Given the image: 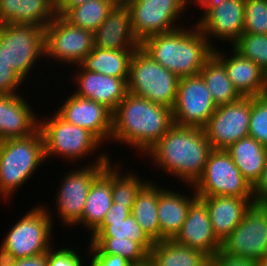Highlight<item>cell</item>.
Listing matches in <instances>:
<instances>
[{"mask_svg": "<svg viewBox=\"0 0 267 266\" xmlns=\"http://www.w3.org/2000/svg\"><path fill=\"white\" fill-rule=\"evenodd\" d=\"M211 150L203 128L174 124L144 155L190 187L201 177Z\"/></svg>", "mask_w": 267, "mask_h": 266, "instance_id": "obj_1", "label": "cell"}, {"mask_svg": "<svg viewBox=\"0 0 267 266\" xmlns=\"http://www.w3.org/2000/svg\"><path fill=\"white\" fill-rule=\"evenodd\" d=\"M174 125L172 109L126 94L112 113L111 142L146 153Z\"/></svg>", "mask_w": 267, "mask_h": 266, "instance_id": "obj_2", "label": "cell"}, {"mask_svg": "<svg viewBox=\"0 0 267 266\" xmlns=\"http://www.w3.org/2000/svg\"><path fill=\"white\" fill-rule=\"evenodd\" d=\"M182 27L150 36L140 44L156 62L179 78L199 74L214 50V44L208 42L196 23L193 29Z\"/></svg>", "mask_w": 267, "mask_h": 266, "instance_id": "obj_3", "label": "cell"}, {"mask_svg": "<svg viewBox=\"0 0 267 266\" xmlns=\"http://www.w3.org/2000/svg\"><path fill=\"white\" fill-rule=\"evenodd\" d=\"M44 161L40 130L28 137L0 141V189L11 198Z\"/></svg>", "mask_w": 267, "mask_h": 266, "instance_id": "obj_4", "label": "cell"}, {"mask_svg": "<svg viewBox=\"0 0 267 266\" xmlns=\"http://www.w3.org/2000/svg\"><path fill=\"white\" fill-rule=\"evenodd\" d=\"M179 79L139 47L130 60L127 90L132 95L172 109Z\"/></svg>", "mask_w": 267, "mask_h": 266, "instance_id": "obj_5", "label": "cell"}, {"mask_svg": "<svg viewBox=\"0 0 267 266\" xmlns=\"http://www.w3.org/2000/svg\"><path fill=\"white\" fill-rule=\"evenodd\" d=\"M39 130L44 141L45 160L62 156L67 161H78L94 154L102 143L87 129L70 124L56 112L52 118L39 120Z\"/></svg>", "mask_w": 267, "mask_h": 266, "instance_id": "obj_6", "label": "cell"}, {"mask_svg": "<svg viewBox=\"0 0 267 266\" xmlns=\"http://www.w3.org/2000/svg\"><path fill=\"white\" fill-rule=\"evenodd\" d=\"M190 188L197 196L254 198L253 187L223 149L211 150L201 177Z\"/></svg>", "mask_w": 267, "mask_h": 266, "instance_id": "obj_7", "label": "cell"}, {"mask_svg": "<svg viewBox=\"0 0 267 266\" xmlns=\"http://www.w3.org/2000/svg\"><path fill=\"white\" fill-rule=\"evenodd\" d=\"M30 210L8 230L1 244L12 252L16 259L46 253L52 246L50 241L53 231L51 211L43 205Z\"/></svg>", "mask_w": 267, "mask_h": 266, "instance_id": "obj_8", "label": "cell"}, {"mask_svg": "<svg viewBox=\"0 0 267 266\" xmlns=\"http://www.w3.org/2000/svg\"><path fill=\"white\" fill-rule=\"evenodd\" d=\"M97 156L96 162L89 166L73 168L69 173H64L60 189L56 194V214L63 222V225L70 227L77 226L81 221L89 189L94 179L103 171L104 167L110 162V154L106 152ZM59 211V212H58Z\"/></svg>", "mask_w": 267, "mask_h": 266, "instance_id": "obj_9", "label": "cell"}, {"mask_svg": "<svg viewBox=\"0 0 267 266\" xmlns=\"http://www.w3.org/2000/svg\"><path fill=\"white\" fill-rule=\"evenodd\" d=\"M45 29L35 25L0 24V44L6 47L7 64L26 81L37 64L45 57Z\"/></svg>", "mask_w": 267, "mask_h": 266, "instance_id": "obj_10", "label": "cell"}, {"mask_svg": "<svg viewBox=\"0 0 267 266\" xmlns=\"http://www.w3.org/2000/svg\"><path fill=\"white\" fill-rule=\"evenodd\" d=\"M189 4V0H133L128 5L133 35L141 44L150 36L181 28L175 22Z\"/></svg>", "mask_w": 267, "mask_h": 266, "instance_id": "obj_11", "label": "cell"}, {"mask_svg": "<svg viewBox=\"0 0 267 266\" xmlns=\"http://www.w3.org/2000/svg\"><path fill=\"white\" fill-rule=\"evenodd\" d=\"M221 252L259 261L267 257V208L252 205L221 243Z\"/></svg>", "mask_w": 267, "mask_h": 266, "instance_id": "obj_12", "label": "cell"}, {"mask_svg": "<svg viewBox=\"0 0 267 266\" xmlns=\"http://www.w3.org/2000/svg\"><path fill=\"white\" fill-rule=\"evenodd\" d=\"M44 48L47 58L75 67L93 50V32L72 26L57 15L45 27Z\"/></svg>", "mask_w": 267, "mask_h": 266, "instance_id": "obj_13", "label": "cell"}, {"mask_svg": "<svg viewBox=\"0 0 267 266\" xmlns=\"http://www.w3.org/2000/svg\"><path fill=\"white\" fill-rule=\"evenodd\" d=\"M216 109L217 105L200 74L179 79L172 108L175 125L203 128Z\"/></svg>", "mask_w": 267, "mask_h": 266, "instance_id": "obj_14", "label": "cell"}, {"mask_svg": "<svg viewBox=\"0 0 267 266\" xmlns=\"http://www.w3.org/2000/svg\"><path fill=\"white\" fill-rule=\"evenodd\" d=\"M251 97L217 106L203 130L212 149L226 150L240 139L249 136Z\"/></svg>", "mask_w": 267, "mask_h": 266, "instance_id": "obj_15", "label": "cell"}, {"mask_svg": "<svg viewBox=\"0 0 267 266\" xmlns=\"http://www.w3.org/2000/svg\"><path fill=\"white\" fill-rule=\"evenodd\" d=\"M65 102V103H64ZM57 111L62 119L91 132L101 143L111 141L112 112L104 105L73 93Z\"/></svg>", "mask_w": 267, "mask_h": 266, "instance_id": "obj_16", "label": "cell"}, {"mask_svg": "<svg viewBox=\"0 0 267 266\" xmlns=\"http://www.w3.org/2000/svg\"><path fill=\"white\" fill-rule=\"evenodd\" d=\"M176 243L197 249L209 257L221 249V242L215 236L206 203L196 197L189 206L188 215L180 232L173 239Z\"/></svg>", "mask_w": 267, "mask_h": 266, "instance_id": "obj_17", "label": "cell"}, {"mask_svg": "<svg viewBox=\"0 0 267 266\" xmlns=\"http://www.w3.org/2000/svg\"><path fill=\"white\" fill-rule=\"evenodd\" d=\"M244 9L245 0H226L213 7L196 24L211 45L210 37L229 40L233 44L243 34Z\"/></svg>", "mask_w": 267, "mask_h": 266, "instance_id": "obj_18", "label": "cell"}, {"mask_svg": "<svg viewBox=\"0 0 267 266\" xmlns=\"http://www.w3.org/2000/svg\"><path fill=\"white\" fill-rule=\"evenodd\" d=\"M76 67L79 70L76 71L78 73L76 74L77 76L75 75L73 81H75V85L77 84L78 87L73 93L79 97L98 102L113 113L128 93V79L83 70L79 65Z\"/></svg>", "mask_w": 267, "mask_h": 266, "instance_id": "obj_19", "label": "cell"}, {"mask_svg": "<svg viewBox=\"0 0 267 266\" xmlns=\"http://www.w3.org/2000/svg\"><path fill=\"white\" fill-rule=\"evenodd\" d=\"M231 49L233 53L230 57L217 48H214L213 55L224 65L234 88L242 97L266 94L267 75L256 63L242 56L233 47Z\"/></svg>", "mask_w": 267, "mask_h": 266, "instance_id": "obj_20", "label": "cell"}, {"mask_svg": "<svg viewBox=\"0 0 267 266\" xmlns=\"http://www.w3.org/2000/svg\"><path fill=\"white\" fill-rule=\"evenodd\" d=\"M20 94L0 95V141L23 138L39 130V120Z\"/></svg>", "mask_w": 267, "mask_h": 266, "instance_id": "obj_21", "label": "cell"}, {"mask_svg": "<svg viewBox=\"0 0 267 266\" xmlns=\"http://www.w3.org/2000/svg\"><path fill=\"white\" fill-rule=\"evenodd\" d=\"M93 39L94 47L100 49H138L140 43L132 32L130 8L115 5L93 33Z\"/></svg>", "mask_w": 267, "mask_h": 266, "instance_id": "obj_22", "label": "cell"}, {"mask_svg": "<svg viewBox=\"0 0 267 266\" xmlns=\"http://www.w3.org/2000/svg\"><path fill=\"white\" fill-rule=\"evenodd\" d=\"M207 206L212 229L217 239L222 241L228 237L242 221L245 213L254 204V198H238L230 196H198Z\"/></svg>", "mask_w": 267, "mask_h": 266, "instance_id": "obj_23", "label": "cell"}, {"mask_svg": "<svg viewBox=\"0 0 267 266\" xmlns=\"http://www.w3.org/2000/svg\"><path fill=\"white\" fill-rule=\"evenodd\" d=\"M57 16L56 0H0V24L44 28Z\"/></svg>", "mask_w": 267, "mask_h": 266, "instance_id": "obj_24", "label": "cell"}, {"mask_svg": "<svg viewBox=\"0 0 267 266\" xmlns=\"http://www.w3.org/2000/svg\"><path fill=\"white\" fill-rule=\"evenodd\" d=\"M163 188L158 197V220L160 241L173 240L180 232L188 215L190 203L197 197L196 192L189 195Z\"/></svg>", "mask_w": 267, "mask_h": 266, "instance_id": "obj_25", "label": "cell"}, {"mask_svg": "<svg viewBox=\"0 0 267 266\" xmlns=\"http://www.w3.org/2000/svg\"><path fill=\"white\" fill-rule=\"evenodd\" d=\"M226 151L243 177L254 187L261 179L267 160V147L247 136L229 146Z\"/></svg>", "mask_w": 267, "mask_h": 266, "instance_id": "obj_26", "label": "cell"}, {"mask_svg": "<svg viewBox=\"0 0 267 266\" xmlns=\"http://www.w3.org/2000/svg\"><path fill=\"white\" fill-rule=\"evenodd\" d=\"M210 257L202 251L176 243L156 241L149 252L152 266H208Z\"/></svg>", "mask_w": 267, "mask_h": 266, "instance_id": "obj_27", "label": "cell"}, {"mask_svg": "<svg viewBox=\"0 0 267 266\" xmlns=\"http://www.w3.org/2000/svg\"><path fill=\"white\" fill-rule=\"evenodd\" d=\"M136 49H100L94 47L79 66L83 70L102 73L121 79H128L131 57Z\"/></svg>", "mask_w": 267, "mask_h": 266, "instance_id": "obj_28", "label": "cell"}, {"mask_svg": "<svg viewBox=\"0 0 267 266\" xmlns=\"http://www.w3.org/2000/svg\"><path fill=\"white\" fill-rule=\"evenodd\" d=\"M112 203L111 180L101 172L91 184L78 225H84L91 234L102 223Z\"/></svg>", "mask_w": 267, "mask_h": 266, "instance_id": "obj_29", "label": "cell"}, {"mask_svg": "<svg viewBox=\"0 0 267 266\" xmlns=\"http://www.w3.org/2000/svg\"><path fill=\"white\" fill-rule=\"evenodd\" d=\"M163 188L149 180L137 193L131 214L141 228L154 241H160L158 197Z\"/></svg>", "mask_w": 267, "mask_h": 266, "instance_id": "obj_30", "label": "cell"}, {"mask_svg": "<svg viewBox=\"0 0 267 266\" xmlns=\"http://www.w3.org/2000/svg\"><path fill=\"white\" fill-rule=\"evenodd\" d=\"M199 74L217 106L236 102L242 97L234 88L224 65L214 55L205 62Z\"/></svg>", "mask_w": 267, "mask_h": 266, "instance_id": "obj_31", "label": "cell"}, {"mask_svg": "<svg viewBox=\"0 0 267 266\" xmlns=\"http://www.w3.org/2000/svg\"><path fill=\"white\" fill-rule=\"evenodd\" d=\"M88 245L90 254L120 255L133 265H143L149 262V252L138 242L129 238L91 237ZM90 246V247H89Z\"/></svg>", "mask_w": 267, "mask_h": 266, "instance_id": "obj_32", "label": "cell"}, {"mask_svg": "<svg viewBox=\"0 0 267 266\" xmlns=\"http://www.w3.org/2000/svg\"><path fill=\"white\" fill-rule=\"evenodd\" d=\"M111 164L112 162H109L102 172L111 180L112 201L132 209L137 193L148 181L145 179L143 181L140 176L134 174L135 172H127L126 175H122L123 173H119L121 172L119 169L122 168L118 167L117 164L112 166Z\"/></svg>", "mask_w": 267, "mask_h": 266, "instance_id": "obj_33", "label": "cell"}, {"mask_svg": "<svg viewBox=\"0 0 267 266\" xmlns=\"http://www.w3.org/2000/svg\"><path fill=\"white\" fill-rule=\"evenodd\" d=\"M115 5L110 0H93L67 10L61 17L72 26L95 32Z\"/></svg>", "mask_w": 267, "mask_h": 266, "instance_id": "obj_34", "label": "cell"}, {"mask_svg": "<svg viewBox=\"0 0 267 266\" xmlns=\"http://www.w3.org/2000/svg\"><path fill=\"white\" fill-rule=\"evenodd\" d=\"M91 234V237L129 238L140 243L148 252L155 243L141 228L132 214L121 221H102Z\"/></svg>", "mask_w": 267, "mask_h": 266, "instance_id": "obj_35", "label": "cell"}, {"mask_svg": "<svg viewBox=\"0 0 267 266\" xmlns=\"http://www.w3.org/2000/svg\"><path fill=\"white\" fill-rule=\"evenodd\" d=\"M242 56L256 63L267 75V35L243 34L231 45Z\"/></svg>", "mask_w": 267, "mask_h": 266, "instance_id": "obj_36", "label": "cell"}, {"mask_svg": "<svg viewBox=\"0 0 267 266\" xmlns=\"http://www.w3.org/2000/svg\"><path fill=\"white\" fill-rule=\"evenodd\" d=\"M249 136L267 147V94L251 97Z\"/></svg>", "mask_w": 267, "mask_h": 266, "instance_id": "obj_37", "label": "cell"}, {"mask_svg": "<svg viewBox=\"0 0 267 266\" xmlns=\"http://www.w3.org/2000/svg\"><path fill=\"white\" fill-rule=\"evenodd\" d=\"M243 32L267 35V0H245Z\"/></svg>", "mask_w": 267, "mask_h": 266, "instance_id": "obj_38", "label": "cell"}, {"mask_svg": "<svg viewBox=\"0 0 267 266\" xmlns=\"http://www.w3.org/2000/svg\"><path fill=\"white\" fill-rule=\"evenodd\" d=\"M21 84L23 80L7 64L6 47L0 44V95L19 94Z\"/></svg>", "mask_w": 267, "mask_h": 266, "instance_id": "obj_39", "label": "cell"}, {"mask_svg": "<svg viewBox=\"0 0 267 266\" xmlns=\"http://www.w3.org/2000/svg\"><path fill=\"white\" fill-rule=\"evenodd\" d=\"M81 257L78 250L68 247L54 250L51 246L47 251L48 266H82Z\"/></svg>", "mask_w": 267, "mask_h": 266, "instance_id": "obj_40", "label": "cell"}, {"mask_svg": "<svg viewBox=\"0 0 267 266\" xmlns=\"http://www.w3.org/2000/svg\"><path fill=\"white\" fill-rule=\"evenodd\" d=\"M208 266H257V261L230 256L219 251L217 254L210 257Z\"/></svg>", "mask_w": 267, "mask_h": 266, "instance_id": "obj_41", "label": "cell"}, {"mask_svg": "<svg viewBox=\"0 0 267 266\" xmlns=\"http://www.w3.org/2000/svg\"><path fill=\"white\" fill-rule=\"evenodd\" d=\"M89 266H134L131 262L120 255L91 254Z\"/></svg>", "mask_w": 267, "mask_h": 266, "instance_id": "obj_42", "label": "cell"}, {"mask_svg": "<svg viewBox=\"0 0 267 266\" xmlns=\"http://www.w3.org/2000/svg\"><path fill=\"white\" fill-rule=\"evenodd\" d=\"M254 205L267 208V160L261 179L253 187Z\"/></svg>", "mask_w": 267, "mask_h": 266, "instance_id": "obj_43", "label": "cell"}, {"mask_svg": "<svg viewBox=\"0 0 267 266\" xmlns=\"http://www.w3.org/2000/svg\"><path fill=\"white\" fill-rule=\"evenodd\" d=\"M131 210L132 209H128L126 206H121L116 203H112L103 221L125 220L127 217L131 215Z\"/></svg>", "mask_w": 267, "mask_h": 266, "instance_id": "obj_44", "label": "cell"}, {"mask_svg": "<svg viewBox=\"0 0 267 266\" xmlns=\"http://www.w3.org/2000/svg\"><path fill=\"white\" fill-rule=\"evenodd\" d=\"M13 266H48L47 252L33 257L16 259Z\"/></svg>", "mask_w": 267, "mask_h": 266, "instance_id": "obj_45", "label": "cell"}, {"mask_svg": "<svg viewBox=\"0 0 267 266\" xmlns=\"http://www.w3.org/2000/svg\"><path fill=\"white\" fill-rule=\"evenodd\" d=\"M93 0H56V13L62 16L67 10Z\"/></svg>", "mask_w": 267, "mask_h": 266, "instance_id": "obj_46", "label": "cell"}, {"mask_svg": "<svg viewBox=\"0 0 267 266\" xmlns=\"http://www.w3.org/2000/svg\"><path fill=\"white\" fill-rule=\"evenodd\" d=\"M223 1L226 0H189V2H194L196 3L198 6H200L204 11V14H202V16H200L201 18H199L200 20L213 8L216 6H219Z\"/></svg>", "mask_w": 267, "mask_h": 266, "instance_id": "obj_47", "label": "cell"}, {"mask_svg": "<svg viewBox=\"0 0 267 266\" xmlns=\"http://www.w3.org/2000/svg\"><path fill=\"white\" fill-rule=\"evenodd\" d=\"M0 266H13L16 258L14 254L0 245Z\"/></svg>", "mask_w": 267, "mask_h": 266, "instance_id": "obj_48", "label": "cell"}, {"mask_svg": "<svg viewBox=\"0 0 267 266\" xmlns=\"http://www.w3.org/2000/svg\"><path fill=\"white\" fill-rule=\"evenodd\" d=\"M114 5L128 6L133 0H110Z\"/></svg>", "mask_w": 267, "mask_h": 266, "instance_id": "obj_49", "label": "cell"}, {"mask_svg": "<svg viewBox=\"0 0 267 266\" xmlns=\"http://www.w3.org/2000/svg\"><path fill=\"white\" fill-rule=\"evenodd\" d=\"M257 266H267V257L257 261Z\"/></svg>", "mask_w": 267, "mask_h": 266, "instance_id": "obj_50", "label": "cell"}, {"mask_svg": "<svg viewBox=\"0 0 267 266\" xmlns=\"http://www.w3.org/2000/svg\"><path fill=\"white\" fill-rule=\"evenodd\" d=\"M0 196L2 197V199L4 198V199H9L6 195H5V193L0 189Z\"/></svg>", "mask_w": 267, "mask_h": 266, "instance_id": "obj_51", "label": "cell"}, {"mask_svg": "<svg viewBox=\"0 0 267 266\" xmlns=\"http://www.w3.org/2000/svg\"><path fill=\"white\" fill-rule=\"evenodd\" d=\"M134 266H152L149 262H147L146 264L143 265H134Z\"/></svg>", "mask_w": 267, "mask_h": 266, "instance_id": "obj_52", "label": "cell"}]
</instances>
